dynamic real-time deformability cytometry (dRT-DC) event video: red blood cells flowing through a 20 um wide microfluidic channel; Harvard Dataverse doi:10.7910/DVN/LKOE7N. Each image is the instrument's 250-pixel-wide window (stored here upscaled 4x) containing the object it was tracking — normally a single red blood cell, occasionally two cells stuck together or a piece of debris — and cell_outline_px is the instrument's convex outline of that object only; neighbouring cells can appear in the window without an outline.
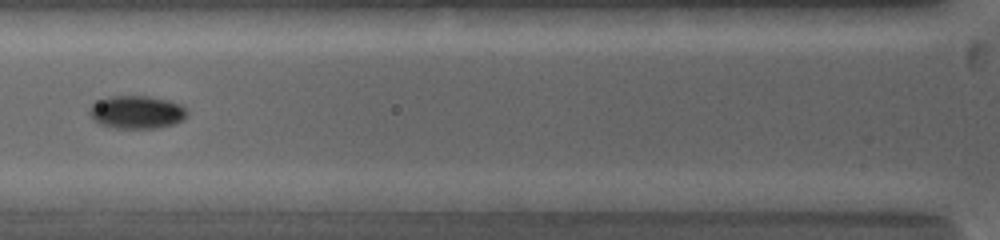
{"species": "common noctule bat (a hibernating species)", "species_latin": "Nyctalus noctula", "temperature_condition": "warm", "stored_images_in_passage": 10, "camera_frame_rate_fps": 5000, "um_per_image_px": 0.085, "animal": {"sex": "female", "body_mass_g": 19.0, "forearm_length_mm": 53.3}, "frame": {"image": 1, "passage_image": 9, "time_ms": 4.0, "image_size_px": [1000, 240], "cell_outline_px": [[188, 116], [184, 120], [172, 124], [156, 128], [116, 128], [100, 124], [92, 120], [88, 112], [92, 104], [96, 100], [108, 96], [148, 96], [168, 100], [180, 104], [188, 112]], "centroid_in_image_um": [11.6, 9.53], "position_along_channel_um": 114.2, "area_um2": 18.96}}